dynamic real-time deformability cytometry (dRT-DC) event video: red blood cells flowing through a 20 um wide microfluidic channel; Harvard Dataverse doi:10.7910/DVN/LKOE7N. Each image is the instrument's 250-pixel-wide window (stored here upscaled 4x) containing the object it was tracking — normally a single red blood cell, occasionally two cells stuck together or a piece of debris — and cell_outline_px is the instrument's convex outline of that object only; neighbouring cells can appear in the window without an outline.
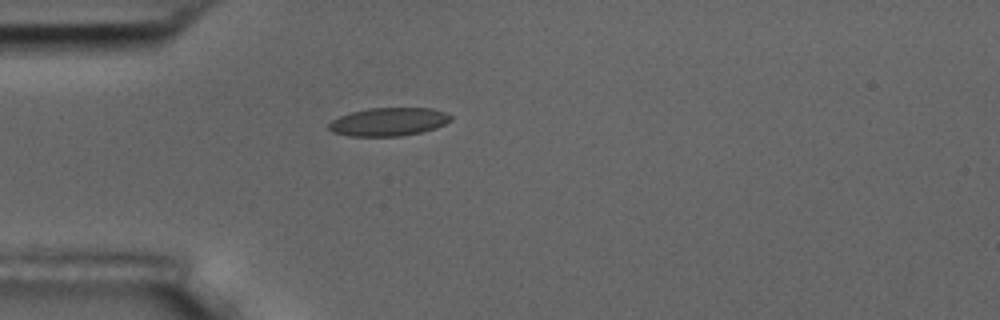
{"species": "common noctule bat (a hibernating species)", "species_latin": "Nyctalus noctula", "temperature_condition": "room temperature", "stored_images_in_passage": 1, "camera_frame_rate_fps": 3000, "um_per_image_px": 0.085, "animal": {"sex": "male", "body_mass_g": 17.5, "forearm_length_mm": 52.3}, "frame": {"image": 1, "passage_image": 1, "time_ms": 0.0, "image_size_px": [1000, 320], "cell_outline_px": [[452, 120], [436, 128], [420, 132], [400, 136], [348, 136], [332, 132], [328, 128], [328, 124], [332, 120], [340, 116], [352, 112], [368, 108], [432, 108], [448, 112], [452, 116]], "centroid_in_image_um": [33.05, 10.35], "position_along_channel_um": 51.9, "area_um2": 20.17}}